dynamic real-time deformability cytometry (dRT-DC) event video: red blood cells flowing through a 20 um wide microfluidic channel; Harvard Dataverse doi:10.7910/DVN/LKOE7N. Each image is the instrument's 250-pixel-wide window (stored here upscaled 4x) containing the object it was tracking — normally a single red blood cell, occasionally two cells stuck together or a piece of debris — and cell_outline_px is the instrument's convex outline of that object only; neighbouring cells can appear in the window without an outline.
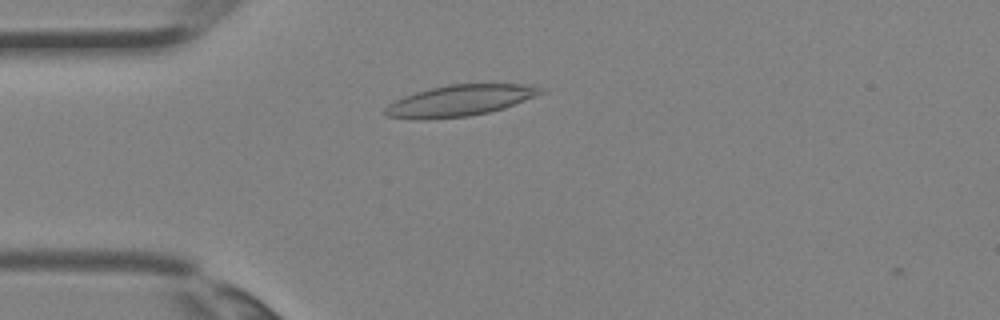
{"species": "Egyptian fruit bat (a non-hibernating species)", "species_latin": "Rousettus aegyptiacus", "temperature_condition": "room temperature", "stored_images_in_passage": 1, "camera_frame_rate_fps": 3000, "um_per_image_px": 0.085, "animal": {"sex": "female"}, "frame": {"image": 1, "passage_image": 1, "time_ms": 0.0, "image_size_px": [1000, 320], "cell_outline_px": [[544, 92], [504, 108], [488, 112], [468, 116], [424, 120], [416, 120], [384, 116], [384, 108], [388, 104], [404, 96], [416, 92], [448, 84], [524, 84], [544, 88]], "centroid_in_image_um": [39.03, 8.56], "position_along_channel_um": 46.0, "area_um2": 28.15}}